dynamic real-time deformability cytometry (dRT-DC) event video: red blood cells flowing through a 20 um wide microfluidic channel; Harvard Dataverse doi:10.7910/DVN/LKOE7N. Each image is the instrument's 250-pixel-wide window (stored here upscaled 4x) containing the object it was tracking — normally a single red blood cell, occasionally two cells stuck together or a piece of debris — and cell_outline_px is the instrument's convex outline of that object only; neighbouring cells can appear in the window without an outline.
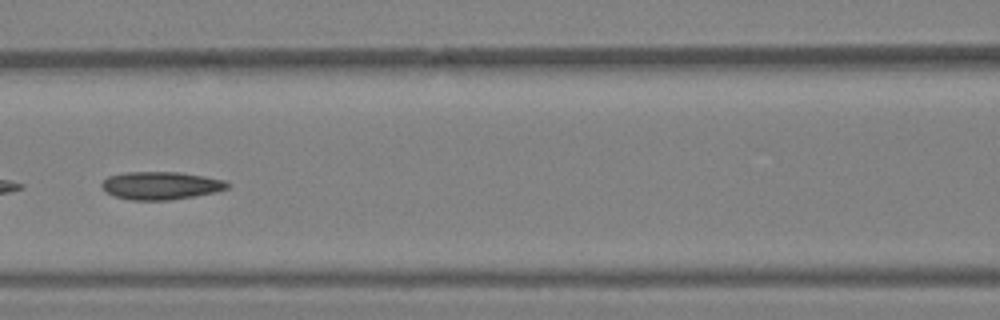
{"species": "Egyptian fruit bat (a non-hibernating species)", "species_latin": "Rousettus aegyptiacus", "temperature_condition": "warm", "stored_images_in_passage": 35, "camera_frame_rate_fps": 3000, "um_per_image_px": 0.085, "animal": {"sex": "female"}, "frame": {"image": 1, "passage_image": 16, "time_ms": 5.0, "image_size_px": [1000, 320], "cell_outline_px": [[232, 184], [228, 188], [216, 192], [196, 196], [168, 200], [128, 200], [112, 196], [100, 184], [108, 176], [124, 172], [180, 172], [204, 176], [224, 180]], "centroid_in_image_um": [13.69, 15.77], "position_along_channel_um": 152.9, "area_um2": 20.58}}
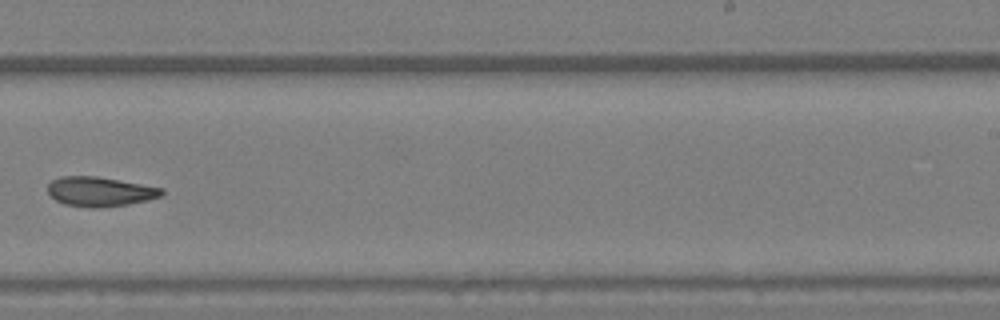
{"frame": {"image": 2, "passage_image": 23, "time_ms": 7.333, "image_size_px": [1000, 320], "cell_outline_px": [[164, 192], [160, 196], [128, 204], [96, 208], [64, 204], [56, 200], [48, 192], [48, 184], [52, 180], [60, 176], [96, 176], [164, 188]], "centroid_in_image_um": [8.47, 16.27], "position_along_channel_um": 280.5, "area_um2": 19.36}}
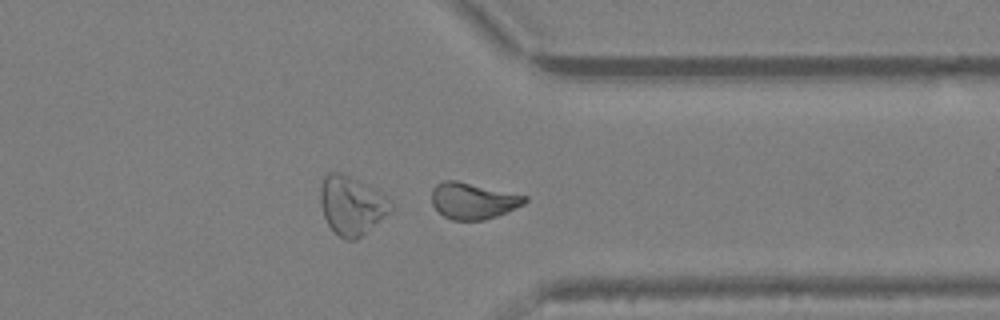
{"frame": {"image": 3, "passage_image": 28, "time_ms": 9.0, "image_size_px": [1000, 320], "cell_outline_px": [[528, 200], [524, 204], [496, 216], [484, 220], [452, 220], [444, 216], [432, 204], [432, 188], [436, 184], [444, 180], [456, 180], [528, 196]], "centroid_in_image_um": [40.2, 17.06], "position_along_channel_um": 371.2, "area_um2": 19.59}}